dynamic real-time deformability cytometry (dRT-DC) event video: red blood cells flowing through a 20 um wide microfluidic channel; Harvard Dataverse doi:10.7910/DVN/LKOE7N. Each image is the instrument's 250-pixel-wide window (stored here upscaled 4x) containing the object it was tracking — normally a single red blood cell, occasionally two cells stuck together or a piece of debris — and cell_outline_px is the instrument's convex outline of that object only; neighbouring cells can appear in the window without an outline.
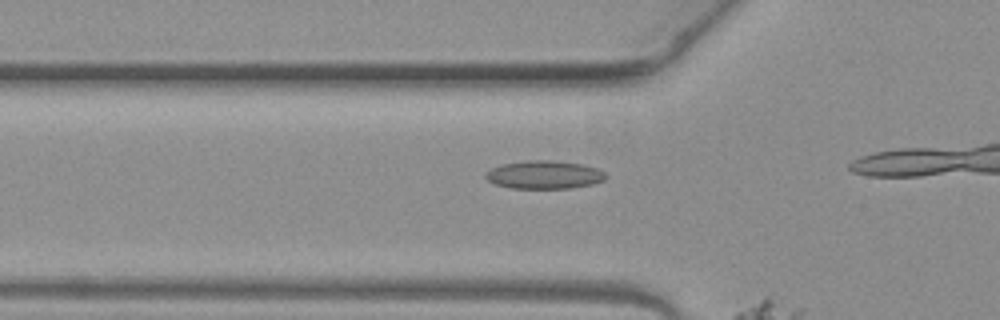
{"species": "common noctule bat (a hibernating species)", "species_latin": "Nyctalus noctula", "temperature_condition": "warm", "stored_images_in_passage": 15, "camera_frame_rate_fps": 3000, "um_per_image_px": 0.085, "animal": {"sex": "female", "body_mass_g": 19.3, "forearm_length_mm": 54.1}, "frame": {"image": 1, "passage_image": 13, "time_ms": 4.0, "image_size_px": [1000, 320], "cell_outline_px": [[608, 176], [604, 180], [592, 184], [572, 188], [512, 188], [496, 184], [488, 180], [484, 176], [484, 172], [492, 168], [504, 164], [528, 160], [552, 160], [580, 164], [596, 168], [604, 172]], "centroid_in_image_um": [46.26, 14.85], "position_along_channel_um": 79.5, "area_um2": 19.59}}